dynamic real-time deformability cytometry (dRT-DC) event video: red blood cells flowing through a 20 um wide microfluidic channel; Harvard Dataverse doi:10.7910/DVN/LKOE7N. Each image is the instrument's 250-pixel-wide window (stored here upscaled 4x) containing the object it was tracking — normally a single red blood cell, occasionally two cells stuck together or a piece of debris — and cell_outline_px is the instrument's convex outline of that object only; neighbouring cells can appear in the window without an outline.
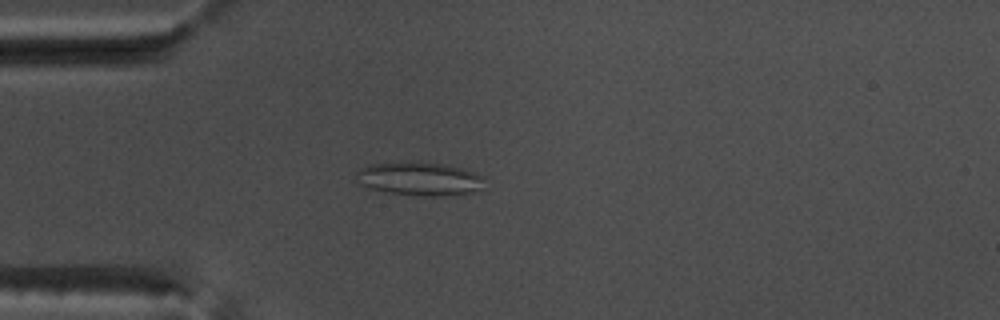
{"species": "common noctule bat (a hibernating species)", "species_latin": "Nyctalus noctula", "temperature_condition": "warm", "stored_images_in_passage": 53, "camera_frame_rate_fps": 3000, "um_per_image_px": 0.085, "animal": {"sex": "male", "body_mass_g": 17.5, "forearm_length_mm": 52.3}, "frame": {"image": 1, "passage_image": 14, "time_ms": 4.333, "image_size_px": [1000, 320], "cell_outline_px": [[484, 176], [480, 188], [472, 192], [440, 196], [424, 196], [388, 192], [368, 188], [360, 184], [356, 172], [360, 168], [372, 164], [420, 160], [444, 164], [460, 168]], "centroid_in_image_um": [35.63, 15.17], "position_along_channel_um": 49.4, "area_um2": 24.97}}
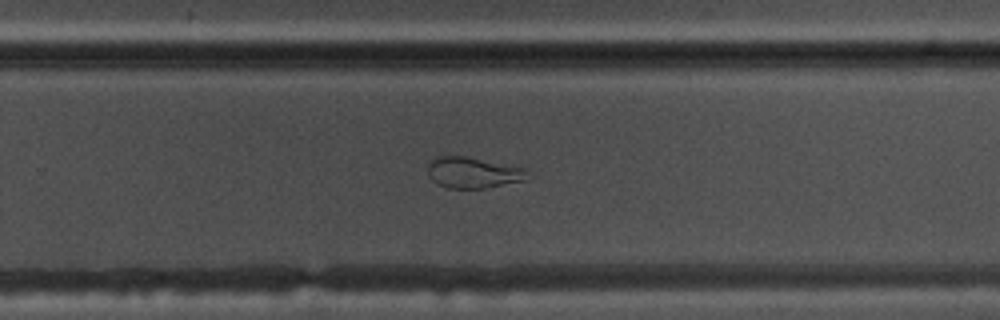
{"frame": {"image": 2, "passage_image": 34, "time_ms": 11.0, "image_size_px": [1000, 320], "cell_outline_px": [[528, 168], [524, 180], [484, 188], [448, 188], [436, 184], [428, 176], [428, 160], [436, 156], [464, 156]], "centroid_in_image_um": [40.14, 14.66], "position_along_channel_um": 289.7, "area_um2": 18.03}}
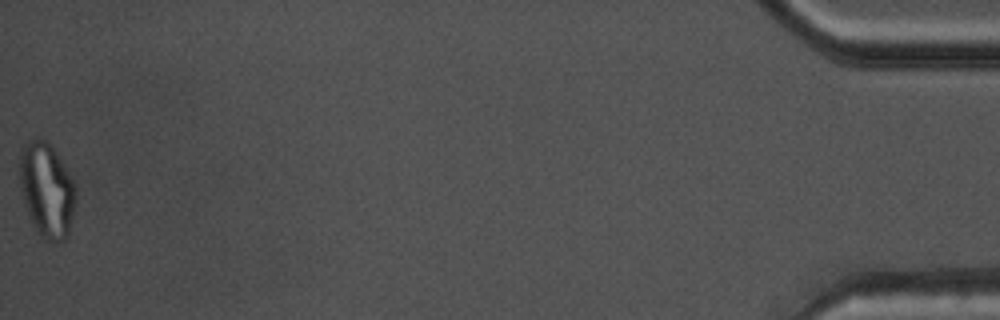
{"frame": {"image": 3, "passage_image": 53, "time_ms": 17.333, "image_size_px": [1000, 320], "cell_outline_px": [[76, 196], [68, 236], [60, 244], [48, 240], [36, 232], [28, 212], [24, 200], [20, 184], [20, 148], [28, 140], [40, 136], [48, 140], [64, 164], [76, 188]], "centroid_in_image_um": [3.98, 16.11], "position_along_channel_um": 431.2, "area_um2": 31.04}, "authors_computed_cell_mechanics": {"area_um2": 25.8366, "velocity_mm_per_s": 3.7966, "shape_relaxation_time_tau1_ms": null, "shape_relaxation_time_tau2_ms": 1.7271, "deformation_change_tau1": null, "deformation_change_tau2": 0.0852}}